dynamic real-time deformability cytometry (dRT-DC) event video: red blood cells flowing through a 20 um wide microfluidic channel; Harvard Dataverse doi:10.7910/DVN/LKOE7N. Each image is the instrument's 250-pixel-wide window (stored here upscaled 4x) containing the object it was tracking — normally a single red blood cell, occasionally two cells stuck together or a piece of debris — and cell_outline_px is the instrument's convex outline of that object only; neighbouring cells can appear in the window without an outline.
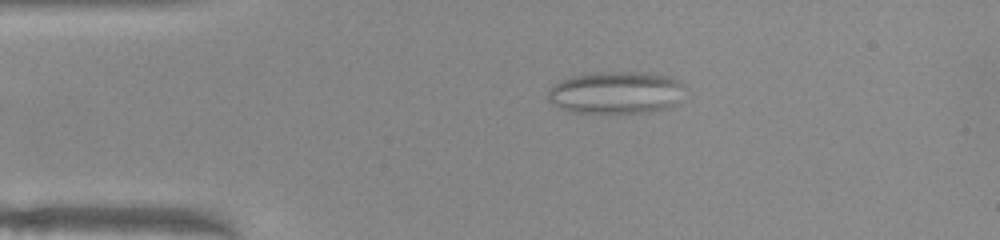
{"species": "common noctule bat (a hibernating species)", "species_latin": "Nyctalus noctula", "temperature_condition": "warm", "stored_images_in_passage": 42, "camera_frame_rate_fps": 3000, "um_per_image_px": 0.085, "animal": {"sex": "female", "body_mass_g": 22.0, "forearm_length_mm": 56.7}, "frame": {"image": 1, "passage_image": 1, "time_ms": 0.0, "image_size_px": [1000, 240], "cell_outline_px": [[684, 84], [672, 104], [664, 108], [652, 112], [572, 112], [560, 108], [548, 100], [548, 92], [560, 80], [572, 76], [600, 72], [644, 72], [668, 76], [680, 80]], "centroid_in_image_um": [52.31, 7.85], "position_along_channel_um": 32.7, "area_um2": 33.06}}
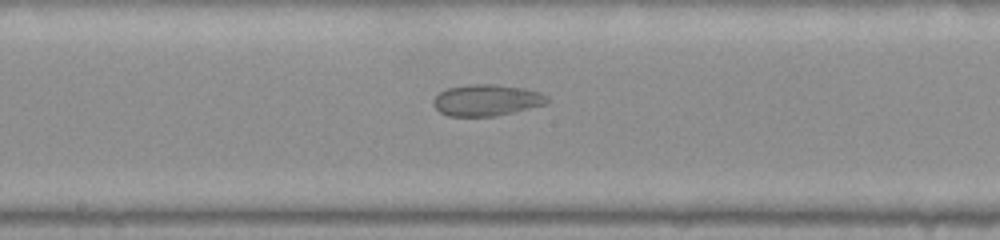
{"frame": {"image": 2, "passage_image": 17, "time_ms": 5.333, "image_size_px": [1000, 240], "cell_outline_px": [[548, 104], [512, 112], [492, 116], [448, 116], [440, 112], [432, 104], [432, 100], [440, 92], [448, 88], [468, 84], [492, 84], [520, 88], [540, 92], [548, 96]], "centroid_in_image_um": [41.34, 8.51], "position_along_channel_um": 206.9, "area_um2": 20.69}}
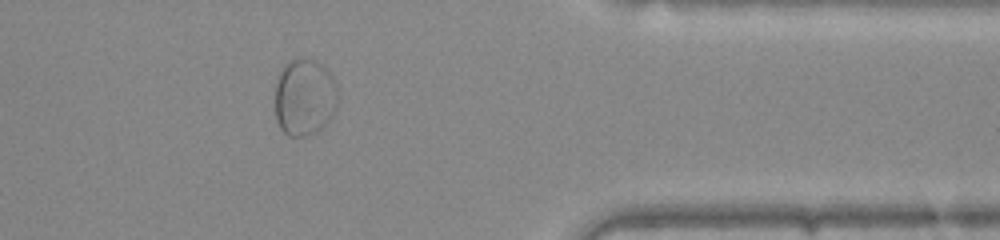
{"frame": {"image": 3, "passage_image": 32, "time_ms": 10.333, "image_size_px": [1000, 240], "cell_outline_px": [[336, 108], [332, 116], [316, 132], [308, 136], [288, 136], [280, 128], [276, 120], [276, 84], [280, 72], [284, 64], [300, 56], [308, 56], [316, 60], [332, 76], [336, 84]], "centroid_in_image_um": [25.87, 8.24], "position_along_channel_um": 385.5, "area_um2": 28.26}}